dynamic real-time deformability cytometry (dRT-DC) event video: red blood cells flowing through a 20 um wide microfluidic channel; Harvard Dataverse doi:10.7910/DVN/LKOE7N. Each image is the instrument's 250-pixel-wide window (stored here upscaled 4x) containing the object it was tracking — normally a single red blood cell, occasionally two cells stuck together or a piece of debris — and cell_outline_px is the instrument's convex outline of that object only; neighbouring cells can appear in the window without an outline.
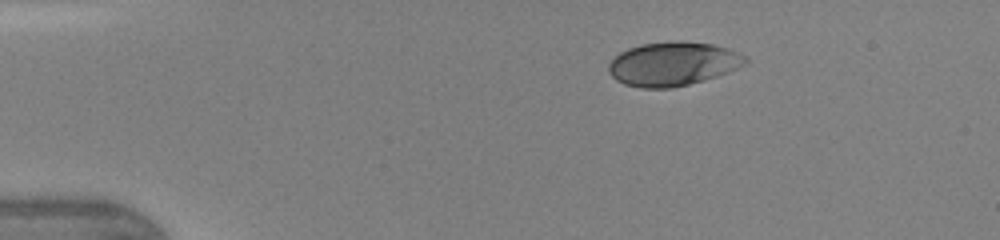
{"species": "human", "species_latin": "Homo sapiens", "temperature_condition": "warm", "stored_images_in_passage": 39, "camera_frame_rate_fps": 3000, "um_per_image_px": 0.085, "donor": {"sex": "female"}, "frame": {"image": 1, "passage_image": 1, "time_ms": 0.0, "image_size_px": [1000, 240], "cell_outline_px": [[748, 64], [728, 72], [704, 80], [672, 88], [640, 88], [624, 84], [616, 80], [608, 72], [608, 64], [620, 52], [628, 48], [640, 44], [676, 40], [680, 40], [712, 44], [728, 48], [748, 56]], "centroid_in_image_um": [57.22, 5.42], "position_along_channel_um": 27.8, "area_um2": 35.32}}
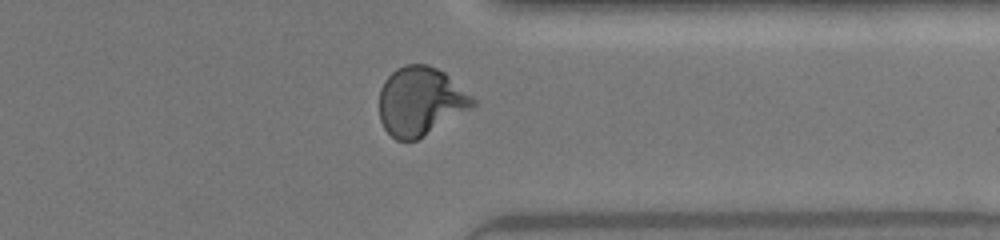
{"frame": {"image": 2, "passage_image": 30, "time_ms": 9.667, "image_size_px": [1000, 240], "cell_outline_px": [[480, 104], [416, 140], [396, 140], [384, 128], [380, 120], [380, 88], [384, 80], [396, 68], [404, 64], [428, 64], [444, 72], [472, 96]], "centroid_in_image_um": [35.75, 8.59], "position_along_channel_um": 375.6, "area_um2": 37.45}}
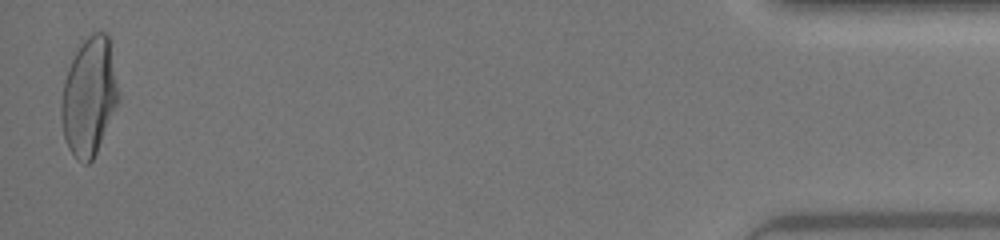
{"frame": {"image": 3, "passage_image": 39, "time_ms": 12.667, "image_size_px": [1000, 240], "cell_outline_px": [[120, 100], [96, 152], [92, 160], [88, 164], [84, 164], [68, 148], [64, 136], [60, 116], [60, 104], [64, 80], [68, 68], [80, 44], [92, 32], [108, 32], [120, 92]], "centroid_in_image_um": [7.59, 8.18], "position_along_channel_um": 427.6, "area_um2": 39.54}, "authors_computed_cell_mechanics": {"area_um2": 35.9516, "velocity_mm_per_s": 4.3456, "shape_relaxation_time_tau1_ms": 3.943, "shape_relaxation_time_tau2_ms": null, "deformation_change_tau1": 0.1796, "deformation_change_tau2": null}}